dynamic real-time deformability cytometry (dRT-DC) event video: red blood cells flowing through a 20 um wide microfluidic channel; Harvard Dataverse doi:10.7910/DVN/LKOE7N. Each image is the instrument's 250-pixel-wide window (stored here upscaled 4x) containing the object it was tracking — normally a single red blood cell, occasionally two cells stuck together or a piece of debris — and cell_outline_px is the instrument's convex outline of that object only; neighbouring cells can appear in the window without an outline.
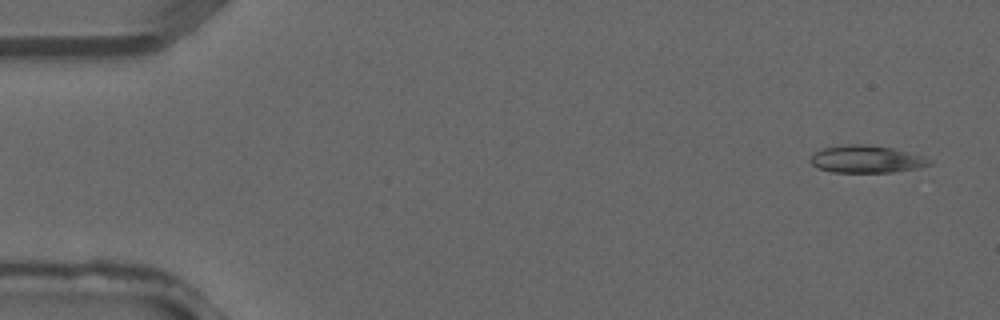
{"species": "common noctule bat (a hibernating species)", "species_latin": "Nyctalus noctula", "temperature_condition": "warm", "stored_images_in_passage": 4, "camera_frame_rate_fps": 3000, "um_per_image_px": 0.085, "animal": {"sex": "male", "forearm_length_mm": 52.5}, "frame": {"image": 1, "passage_image": 1, "time_ms": 0.0, "image_size_px": [1000, 320], "cell_outline_px": [[932, 164], [916, 168], [892, 172], [832, 172], [820, 168], [812, 164], [812, 156], [816, 152], [824, 148], [848, 144], [860, 144], [892, 148], [908, 152], [932, 160]], "centroid_in_image_um": [73.66, 13.53], "position_along_channel_um": 11.3, "area_um2": 18.5}}
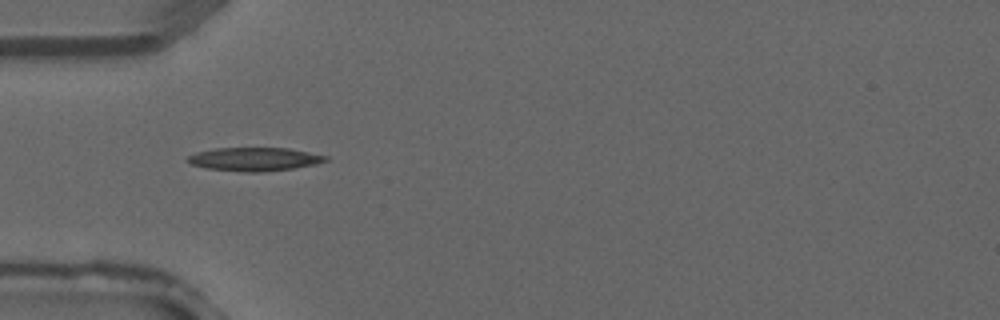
{"frame": {"image": 2, "passage_image": 4, "time_ms": 1.0, "image_size_px": [1000, 320], "cell_outline_px": [[328, 160], [316, 164], [292, 168], [260, 172], [244, 172], [208, 168], [192, 164], [184, 160], [188, 156], [196, 152], [216, 148], [288, 148], [328, 156]], "centroid_in_image_um": [21.61, 13.52], "position_along_channel_um": 63.4, "area_um2": 18.73}}